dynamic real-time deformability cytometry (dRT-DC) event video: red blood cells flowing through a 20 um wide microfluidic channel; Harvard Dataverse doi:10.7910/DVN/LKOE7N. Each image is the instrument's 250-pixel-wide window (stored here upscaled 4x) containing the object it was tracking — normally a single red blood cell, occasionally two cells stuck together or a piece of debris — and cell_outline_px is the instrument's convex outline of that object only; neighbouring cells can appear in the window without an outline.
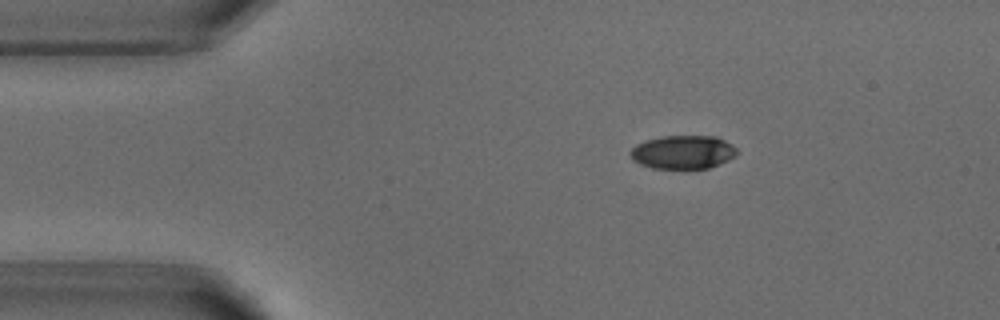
{"species": "common noctule bat (a hibernating species)", "species_latin": "Nyctalus noctula", "temperature_condition": "warm", "stored_images_in_passage": 3, "camera_frame_rate_fps": 3000, "um_per_image_px": 0.085, "animal": {"sex": "male", "body_mass_g": 18.8}, "frame": {"image": 1, "passage_image": 1, "time_ms": 0.0, "image_size_px": [1000, 320], "cell_outline_px": [[736, 156], [728, 160], [708, 168], [684, 172], [652, 168], [640, 164], [632, 160], [628, 152], [636, 144], [644, 140], [660, 136], [716, 136], [732, 144], [736, 148]], "centroid_in_image_um": [58.01, 12.97], "position_along_channel_um": 27.0, "area_um2": 21.73}}